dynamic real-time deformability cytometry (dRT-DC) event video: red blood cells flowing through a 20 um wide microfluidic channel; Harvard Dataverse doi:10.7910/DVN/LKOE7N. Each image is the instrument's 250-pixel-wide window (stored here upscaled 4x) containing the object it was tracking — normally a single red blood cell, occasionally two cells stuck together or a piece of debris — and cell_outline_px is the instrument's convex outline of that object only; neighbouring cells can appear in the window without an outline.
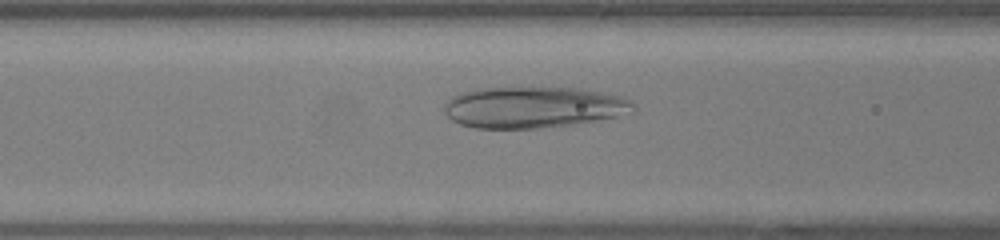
{"species": "human", "species_latin": "Homo sapiens", "temperature_condition": "warm", "stored_images_in_passage": 42, "camera_frame_rate_fps": 3000, "um_per_image_px": 0.085, "donor": {"sex": "female"}, "frame": {"image": 1, "passage_image": 10, "time_ms": 3.0, "image_size_px": [1000, 240], "cell_outline_px": [[636, 112], [616, 116], [568, 124], [540, 128], [476, 128], [460, 124], [452, 120], [444, 112], [444, 104], [452, 96], [464, 92], [484, 88], [584, 88], [604, 92], [620, 96], [632, 100], [636, 104]], "centroid_in_image_um": [45.37, 9.11], "position_along_channel_um": 121.2, "area_um2": 45.26}}
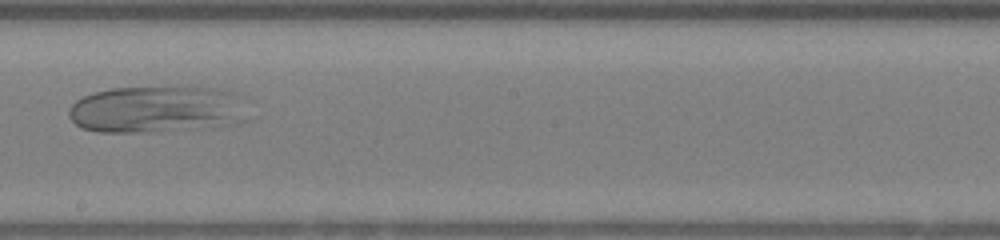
{"frame": {"image": 2, "passage_image": 19, "time_ms": 6.0, "image_size_px": [1000, 240], "cell_outline_px": [[252, 120], [236, 124], [192, 128], [144, 132], [96, 132], [80, 128], [68, 116], [68, 108], [76, 100], [92, 92], [112, 88], [220, 88], [244, 92]], "centroid_in_image_um": [13.48, 9.29], "position_along_channel_um": 234.7, "area_um2": 50.11}}
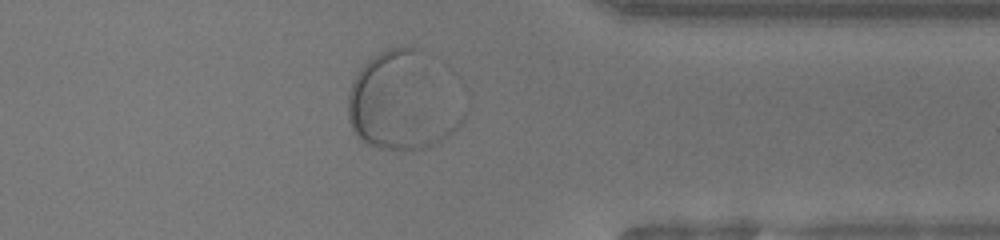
{"frame": {"image": 3, "passage_image": 31, "time_ms": 10.0, "image_size_px": [1000, 240], "cell_outline_px": [[464, 120], [448, 136], [432, 144], [420, 148], [380, 148], [368, 144], [360, 140], [356, 136], [352, 128], [348, 116], [348, 92], [352, 80], [356, 72], [368, 60], [380, 52], [388, 48], [420, 48], [464, 112]], "centroid_in_image_um": [34.12, 8.63], "position_along_channel_um": 377.3, "area_um2": 63.93}}